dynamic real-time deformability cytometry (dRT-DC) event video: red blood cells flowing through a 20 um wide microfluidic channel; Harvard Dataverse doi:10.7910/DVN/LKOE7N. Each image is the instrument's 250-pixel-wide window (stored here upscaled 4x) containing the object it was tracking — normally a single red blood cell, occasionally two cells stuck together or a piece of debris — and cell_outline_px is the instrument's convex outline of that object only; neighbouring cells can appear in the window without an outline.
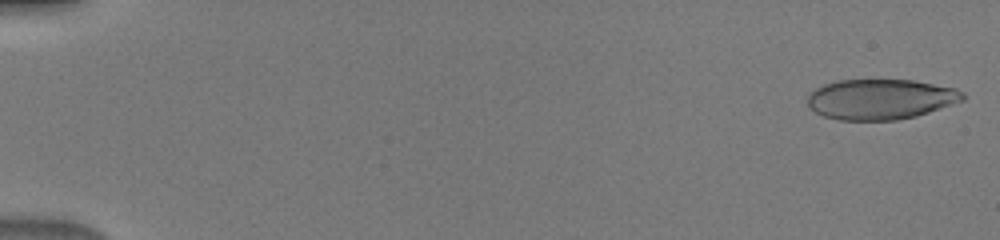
{"species": "human", "species_latin": "Homo sapiens", "temperature_condition": "warm", "stored_images_in_passage": 49, "camera_frame_rate_fps": 3000, "um_per_image_px": 0.085, "donor": {"sex": "male"}, "frame": {"image": 1, "passage_image": 1, "time_ms": 0.0, "image_size_px": [1000, 240], "cell_outline_px": [[964, 100], [916, 116], [896, 120], [840, 120], [824, 116], [808, 108], [808, 92], [824, 84], [836, 80], [916, 80], [956, 88], [964, 92]], "centroid_in_image_um": [74.83, 8.42], "position_along_channel_um": 10.2, "area_um2": 36.65}}
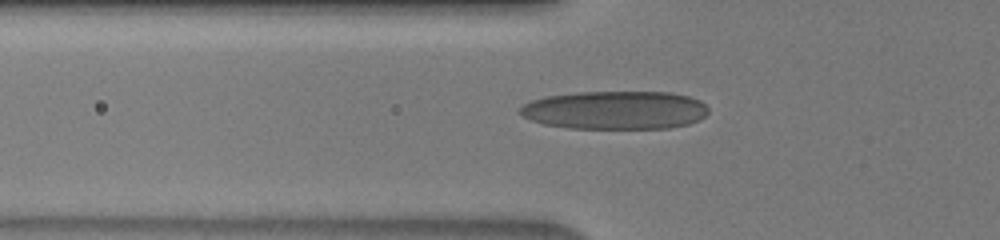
{"frame": {"image": 2, "passage_image": 18, "time_ms": 5.667, "image_size_px": [1000, 240], "cell_outline_px": [[708, 112], [700, 120], [688, 124], [668, 128], [568, 128], [544, 124], [520, 116], [516, 112], [524, 104], [532, 100], [548, 96], [580, 92], [672, 92], [688, 96], [700, 100], [708, 108]], "centroid_in_image_um": [52.28, 9.36], "position_along_channel_um": 73.5, "area_um2": 42.19}}
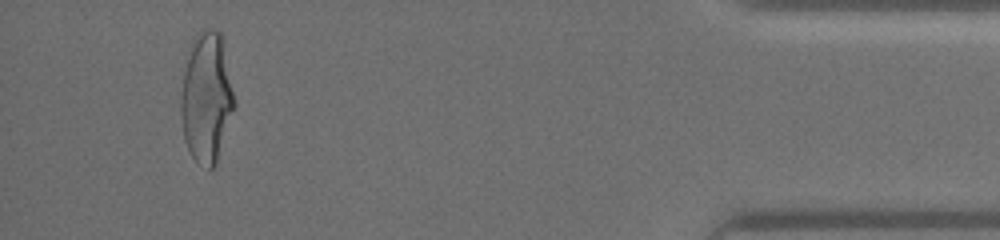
{"frame": {"image": 3, "passage_image": 47, "time_ms": 15.333, "image_size_px": [1000, 240], "cell_outline_px": [[236, 104], [216, 164], [212, 168], [208, 168], [196, 164], [184, 140], [180, 116], [180, 96], [184, 72], [192, 40], [196, 32], [204, 28], [212, 28], [220, 32], [224, 40]], "centroid_in_image_um": [17.56, 8.28], "position_along_channel_um": 417.6, "area_um2": 41.21}}